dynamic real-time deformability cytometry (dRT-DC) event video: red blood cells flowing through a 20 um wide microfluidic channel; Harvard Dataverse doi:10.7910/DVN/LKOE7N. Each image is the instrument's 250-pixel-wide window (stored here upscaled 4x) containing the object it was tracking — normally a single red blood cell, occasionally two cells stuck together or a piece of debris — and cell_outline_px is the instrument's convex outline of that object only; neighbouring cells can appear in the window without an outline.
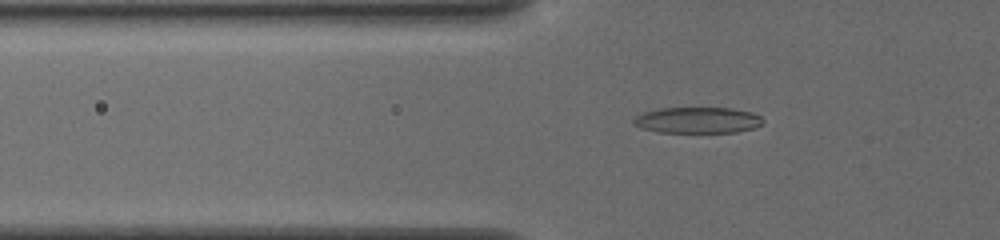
{"species": "common noctule bat (a hibernating species)", "species_latin": "Nyctalus noctula", "temperature_condition": "cold", "stored_images_in_passage": 42, "camera_frame_rate_fps": 3000, "um_per_image_px": 0.085, "animal": {"sex": "female", "body_mass_g": 19.5, "forearm_length_mm": 54.1}, "frame": {"image": 1, "passage_image": 7, "time_ms": 2.0, "image_size_px": [1000, 240], "cell_outline_px": [[764, 120], [760, 124], [752, 128], [736, 132], [660, 132], [640, 128], [632, 124], [632, 120], [636, 116], [644, 112], [660, 108], [732, 108], [752, 112], [760, 116]], "centroid_in_image_um": [59.26, 10.21], "position_along_channel_um": 66.5, "area_um2": 19.59}}
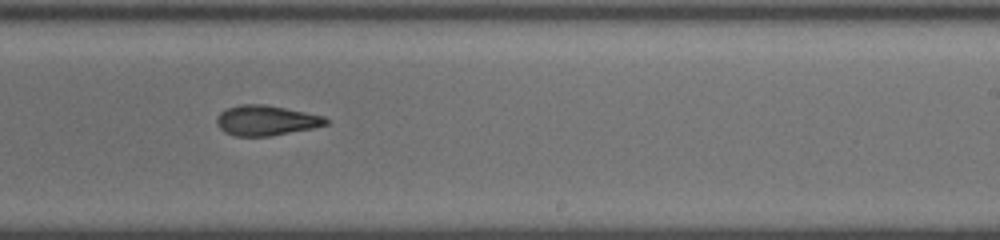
{"frame": {"image": 2, "passage_image": 23, "time_ms": 7.333, "image_size_px": [1000, 240], "cell_outline_px": [[328, 124], [312, 128], [272, 136], [236, 136], [224, 132], [216, 124], [216, 120], [220, 112], [228, 108], [240, 104], [264, 104], [324, 116], [328, 120]], "centroid_in_image_um": [22.6, 10.24], "position_along_channel_um": 266.4, "area_um2": 19.07}}
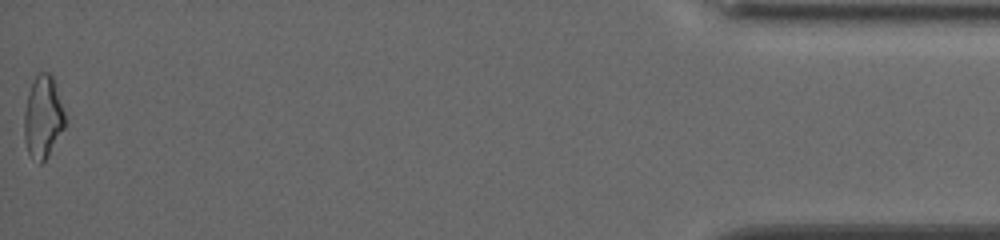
{"frame": {"image": 3, "passage_image": 42, "time_ms": 13.667, "image_size_px": [1000, 240], "cell_outline_px": [[64, 128], [48, 156], [40, 164], [28, 152], [24, 140], [24, 112], [28, 92], [36, 76], [40, 72], [48, 72], [52, 76], [64, 112]], "centroid_in_image_um": [3.63, 9.96], "position_along_channel_um": 431.6, "area_um2": 19.19}, "authors_computed_cell_mechanics": {"area_um2": 19.363, "velocity_mm_per_s": 3.8747, "shape_relaxation_time_tau1_ms": null, "shape_relaxation_time_tau2_ms": 5.7402, "deformation_change_tau1": null, "deformation_change_tau2": 0.1542}}